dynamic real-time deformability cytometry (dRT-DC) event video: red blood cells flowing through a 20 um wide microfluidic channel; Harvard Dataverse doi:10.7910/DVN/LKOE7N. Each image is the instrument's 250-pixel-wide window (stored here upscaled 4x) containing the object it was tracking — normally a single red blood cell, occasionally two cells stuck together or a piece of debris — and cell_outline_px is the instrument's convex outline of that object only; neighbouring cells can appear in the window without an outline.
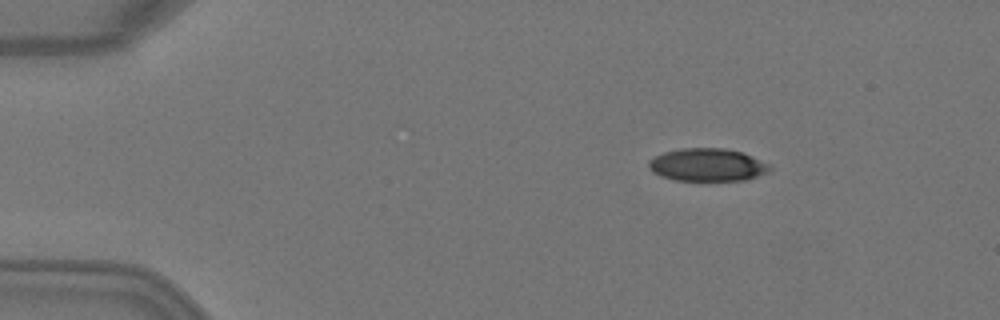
{"species": "Egyptian fruit bat (a non-hibernating species)", "species_latin": "Rousettus aegyptiacus", "temperature_condition": "warm", "stored_images_in_passage": 4, "camera_frame_rate_fps": 3000, "um_per_image_px": 0.085, "animal": {"sex": "female"}, "frame": {"image": 1, "passage_image": 4, "time_ms": 1.0, "image_size_px": [1000, 320], "cell_outline_px": [[772, 172], [744, 180], [672, 180], [660, 176], [652, 172], [648, 168], [648, 160], [664, 152], [684, 148], [724, 148], [740, 152], [752, 156], [772, 164]], "centroid_in_image_um": [60.16, 14.02], "position_along_channel_um": 24.8, "area_um2": 23.35}}